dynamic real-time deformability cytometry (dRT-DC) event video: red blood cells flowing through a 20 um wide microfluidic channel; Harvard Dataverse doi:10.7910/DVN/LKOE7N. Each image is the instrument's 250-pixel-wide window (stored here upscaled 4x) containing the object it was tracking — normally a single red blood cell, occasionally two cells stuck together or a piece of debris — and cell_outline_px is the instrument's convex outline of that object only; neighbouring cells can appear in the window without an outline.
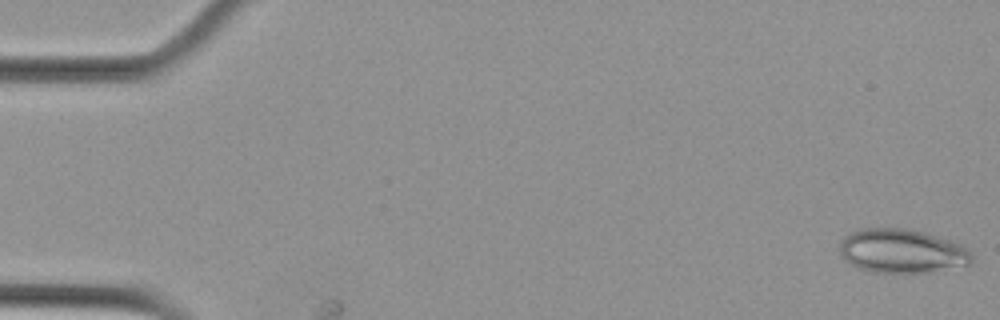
{"species": "Egyptian fruit bat (a non-hibernating species)", "species_latin": "Rousettus aegyptiacus", "temperature_condition": "cold", "stored_images_in_passage": 2, "camera_frame_rate_fps": 3000, "um_per_image_px": 0.085, "animal": {"sex": "female"}, "frame": {"image": 1, "passage_image": 1, "time_ms": 0.0, "image_size_px": [1000, 320], "cell_outline_px": [[972, 260], [968, 264], [932, 272], [876, 272], [860, 268], [852, 264], [840, 252], [840, 244], [852, 232], [860, 228], [904, 228], [924, 232], [960, 244], [972, 252]], "centroid_in_image_um": [76.7, 21.33], "position_along_channel_um": 8.3, "area_um2": 33.23}}